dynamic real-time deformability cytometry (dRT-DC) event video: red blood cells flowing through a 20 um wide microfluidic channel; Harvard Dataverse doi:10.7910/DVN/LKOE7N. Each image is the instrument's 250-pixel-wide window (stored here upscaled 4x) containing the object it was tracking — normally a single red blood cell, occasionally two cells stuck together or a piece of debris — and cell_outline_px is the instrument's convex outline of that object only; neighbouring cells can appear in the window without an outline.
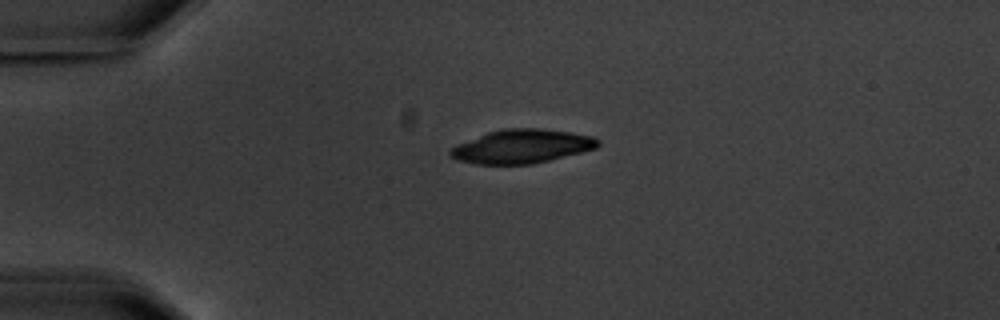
{"species": "common noctule bat (a hibernating species)", "species_latin": "Nyctalus noctula", "temperature_condition": "warm", "stored_images_in_passage": 3, "camera_frame_rate_fps": 3000, "um_per_image_px": 0.085, "animal": {"sex": "male", "body_mass_g": 20.1, "forearm_length_mm": 53.5}, "frame": {"image": 1, "passage_image": 1, "time_ms": 0.0, "image_size_px": [1000, 320], "cell_outline_px": [[600, 144], [596, 148], [532, 164], [476, 164], [456, 160], [448, 156], [448, 152], [456, 144], [488, 132], [504, 128], [540, 128], [572, 132], [596, 136], [600, 140]], "centroid_in_image_um": [44.34, 12.43], "position_along_channel_um": 40.7, "area_um2": 29.19}}